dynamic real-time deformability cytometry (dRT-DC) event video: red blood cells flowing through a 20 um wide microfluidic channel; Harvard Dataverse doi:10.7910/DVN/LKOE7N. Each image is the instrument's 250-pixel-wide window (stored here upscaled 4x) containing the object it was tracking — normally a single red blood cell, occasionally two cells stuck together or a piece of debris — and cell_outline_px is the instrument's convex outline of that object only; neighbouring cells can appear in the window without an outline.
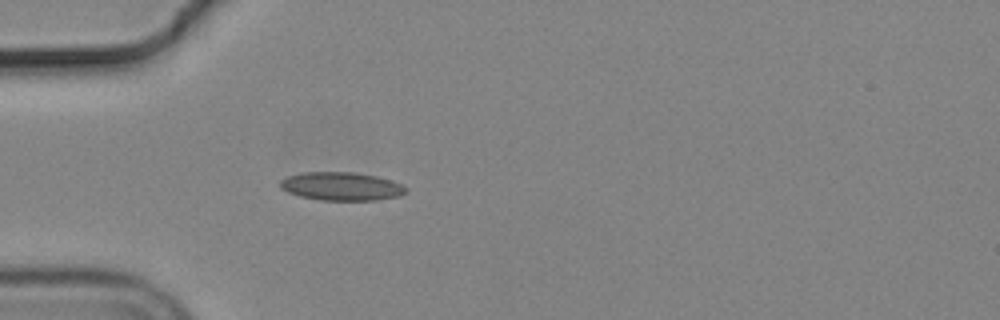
{"species": "common noctule bat (a hibernating species)", "species_latin": "Nyctalus noctula", "temperature_condition": "cold", "stored_images_in_passage": 37, "camera_frame_rate_fps": 3000, "um_per_image_px": 0.085, "animal": {"sex": "male", "body_mass_g": 19.2, "forearm_length_mm": 51.8}, "frame": {"image": 1, "passage_image": 1, "time_ms": 0.0, "image_size_px": [1000, 320], "cell_outline_px": [[408, 188], [400, 196], [376, 200], [320, 200], [300, 196], [288, 192], [280, 188], [280, 180], [288, 176], [304, 172], [352, 172], [376, 176], [392, 180]], "centroid_in_image_um": [29.01, 15.84], "position_along_channel_um": 56.0, "area_um2": 20.69}}
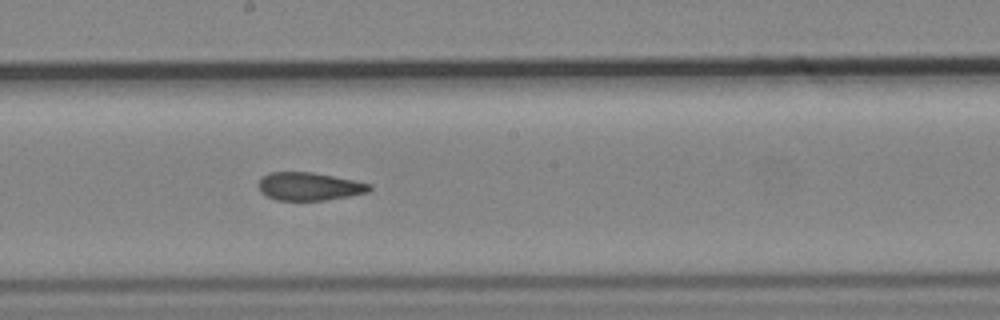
{"frame": {"image": 2, "passage_image": 15, "time_ms": 4.667, "image_size_px": [1000, 320], "cell_outline_px": [[372, 188], [368, 192], [348, 196], [324, 200], [276, 200], [260, 192], [260, 180], [268, 172], [312, 172], [372, 184]], "centroid_in_image_um": [26.29, 15.84], "position_along_channel_um": 221.9, "area_um2": 17.86}}
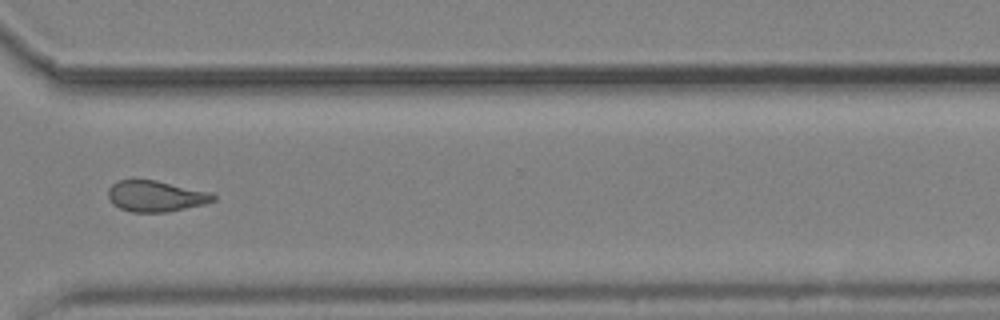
{"frame": {"image": 3, "passage_image": 26, "time_ms": 8.333, "image_size_px": [1000, 320], "cell_outline_px": [[216, 200], [204, 204], [168, 212], [132, 212], [120, 208], [112, 204], [108, 196], [108, 188], [112, 184], [120, 180], [156, 180], [208, 192], [216, 196]], "centroid_in_image_um": [13.21, 16.68], "position_along_channel_um": 357.4, "area_um2": 18.84}, "authors_computed_cell_mechanics": {"area_um2": 18.8428, "velocity_mm_per_s": 3.7088, "shape_relaxation_time_tau1_ms": null, "shape_relaxation_time_tau2_ms": 2.6589, "deformation_change_tau1": null, "deformation_change_tau2": 0.0857}}